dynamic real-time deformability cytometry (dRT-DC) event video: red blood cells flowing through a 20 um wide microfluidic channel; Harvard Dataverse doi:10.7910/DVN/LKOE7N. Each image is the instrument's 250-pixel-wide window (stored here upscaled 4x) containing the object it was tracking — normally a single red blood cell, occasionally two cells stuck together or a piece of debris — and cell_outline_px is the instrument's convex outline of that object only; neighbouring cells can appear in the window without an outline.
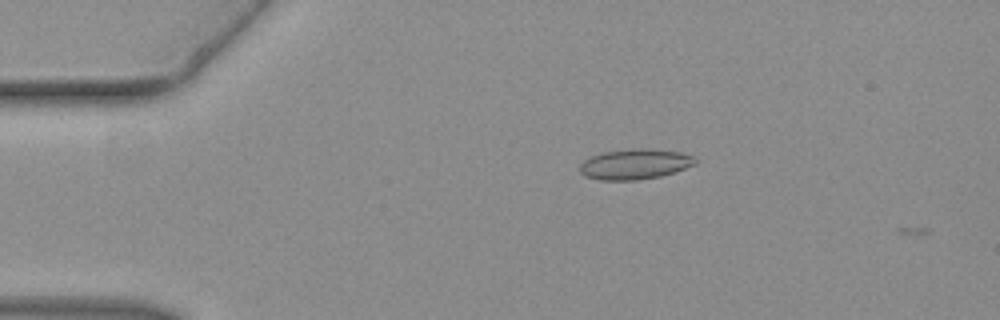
{"species": "common noctule bat (a hibernating species)", "species_latin": "Nyctalus noctula", "temperature_condition": "warm", "stored_images_in_passage": 4, "camera_frame_rate_fps": 3000, "um_per_image_px": 0.085, "animal": {"sex": "female", "body_mass_g": 19.3, "forearm_length_mm": 54.1}, "frame": {"image": 1, "passage_image": 2, "time_ms": 0.333, "image_size_px": [1000, 320], "cell_outline_px": [[696, 164], [676, 172], [660, 176], [636, 180], [600, 180], [584, 176], [580, 172], [580, 164], [588, 156], [604, 152], [632, 148], [648, 148], [680, 152], [692, 156], [696, 160]], "centroid_in_image_um": [53.95, 13.95], "position_along_channel_um": 31.1, "area_um2": 20.58}}